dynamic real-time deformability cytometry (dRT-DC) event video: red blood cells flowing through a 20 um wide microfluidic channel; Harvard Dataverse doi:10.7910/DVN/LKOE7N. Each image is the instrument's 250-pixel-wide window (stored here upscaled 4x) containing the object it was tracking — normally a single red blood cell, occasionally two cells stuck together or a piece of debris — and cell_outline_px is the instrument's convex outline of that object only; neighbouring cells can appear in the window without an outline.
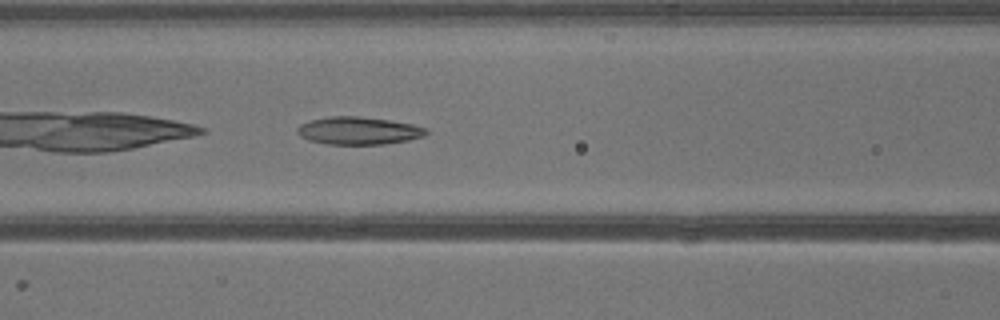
{"species": "common noctule bat (a hibernating species)", "species_latin": "Nyctalus noctula", "temperature_condition": "warm", "stored_images_in_passage": 27, "camera_frame_rate_fps": 3000, "um_per_image_px": 0.085, "animal": {"sex": "male", "body_mass_g": 13.3}, "frame": {"image": 1, "passage_image": 5, "time_ms": 1.333, "image_size_px": [1000, 320], "cell_outline_px": [[428, 132], [424, 136], [408, 140], [384, 144], [328, 144], [308, 140], [300, 136], [296, 132], [296, 128], [300, 124], [312, 120], [328, 116], [360, 116], [388, 120], [412, 124], [428, 128]], "centroid_in_image_um": [30.47, 11.1], "position_along_channel_um": 136.1, "area_um2": 20.81}}
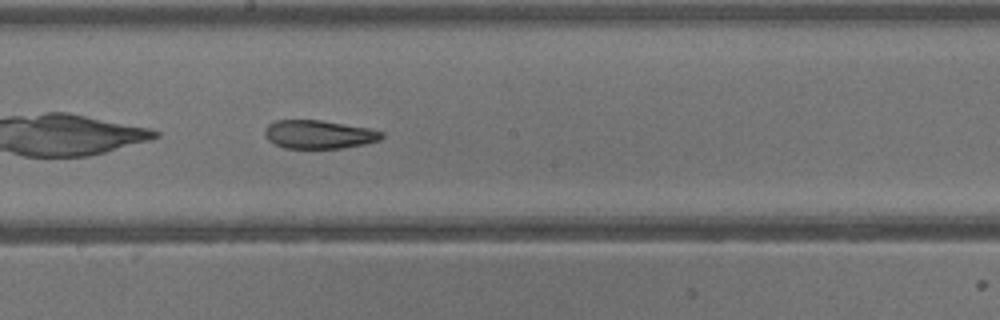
{"frame": {"image": 2, "passage_image": 10, "time_ms": 3.0, "image_size_px": [1000, 320], "cell_outline_px": [[384, 136], [380, 140], [364, 144], [344, 148], [284, 148], [268, 140], [264, 132], [264, 128], [268, 124], [276, 120], [320, 120], [368, 128], [384, 132]], "centroid_in_image_um": [27.1, 11.42], "position_along_channel_um": 221.1, "area_um2": 19.36}}
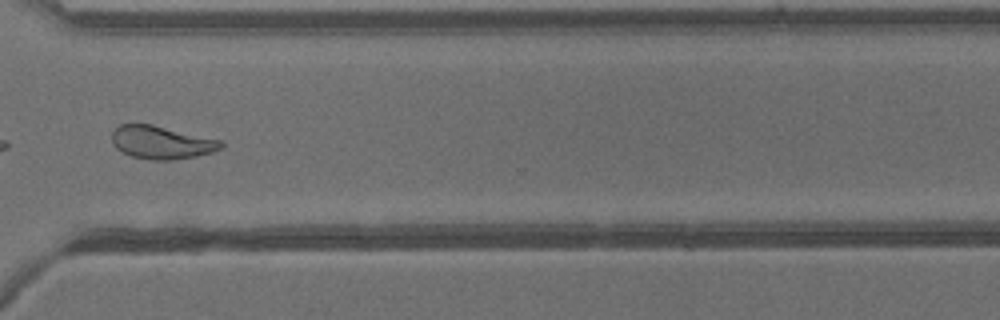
{"frame": {"image": 3, "passage_image": 18, "time_ms": 5.667, "image_size_px": [1000, 320], "cell_outline_px": [[224, 148], [212, 152], [196, 156], [172, 160], [152, 160], [132, 156], [116, 148], [112, 144], [112, 132], [120, 124], [152, 124], [220, 140], [224, 144]], "centroid_in_image_um": [13.73, 12.11], "position_along_channel_um": 356.9, "area_um2": 20.92}}